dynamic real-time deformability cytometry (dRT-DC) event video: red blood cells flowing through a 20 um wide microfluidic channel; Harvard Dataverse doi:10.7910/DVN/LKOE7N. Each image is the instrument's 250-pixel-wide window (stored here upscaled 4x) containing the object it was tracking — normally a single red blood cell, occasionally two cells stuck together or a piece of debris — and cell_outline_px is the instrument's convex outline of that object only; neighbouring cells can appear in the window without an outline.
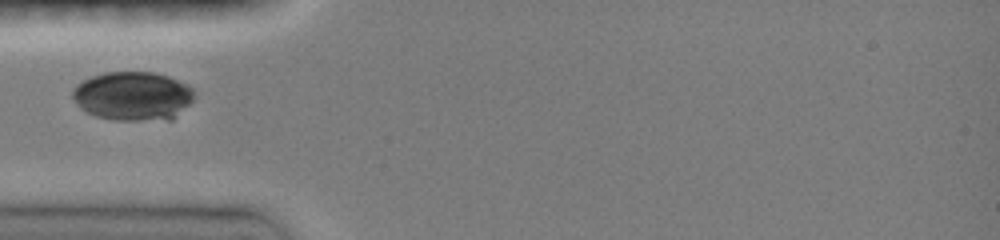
{"species": "common noctule bat (a hibernating species)", "species_latin": "Nyctalus noctula", "temperature_condition": "room temperature", "stored_images_in_passage": 7, "camera_frame_rate_fps": 3000, "um_per_image_px": 0.085, "animal": {"sex": "female", "body_mass_g": 19.0, "forearm_length_mm": 51.5}, "frame": {"image": 1, "passage_image": 1, "time_ms": 0.0, "image_size_px": [1000, 240], "cell_outline_px": [[192, 100], [172, 120], [112, 120], [96, 116], [80, 108], [72, 96], [72, 92], [76, 84], [92, 76], [104, 72], [152, 72], [168, 76], [192, 88]], "centroid_in_image_um": [11.26, 8.17], "position_along_channel_um": 73.7, "area_um2": 34.45}}
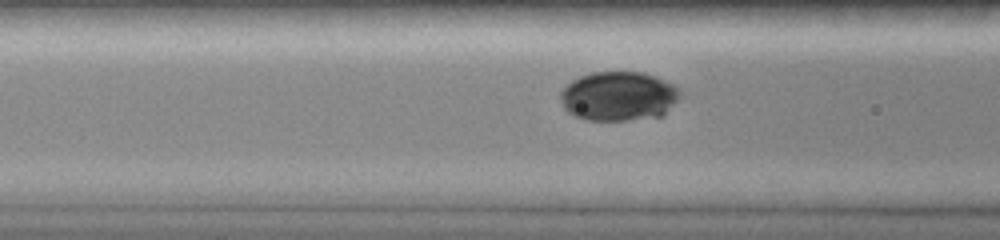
{"frame": {"image": 2, "passage_image": 3, "time_ms": 1.0, "image_size_px": [1000, 240], "cell_outline_px": [[680, 96], [664, 116], [628, 120], [584, 120], [568, 112], [564, 108], [560, 100], [560, 92], [572, 80], [580, 76], [592, 72], [644, 72], [656, 76], [672, 84], [680, 92]], "centroid_in_image_um": [52.57, 8.18], "position_along_channel_um": 114.0, "area_um2": 34.51}}